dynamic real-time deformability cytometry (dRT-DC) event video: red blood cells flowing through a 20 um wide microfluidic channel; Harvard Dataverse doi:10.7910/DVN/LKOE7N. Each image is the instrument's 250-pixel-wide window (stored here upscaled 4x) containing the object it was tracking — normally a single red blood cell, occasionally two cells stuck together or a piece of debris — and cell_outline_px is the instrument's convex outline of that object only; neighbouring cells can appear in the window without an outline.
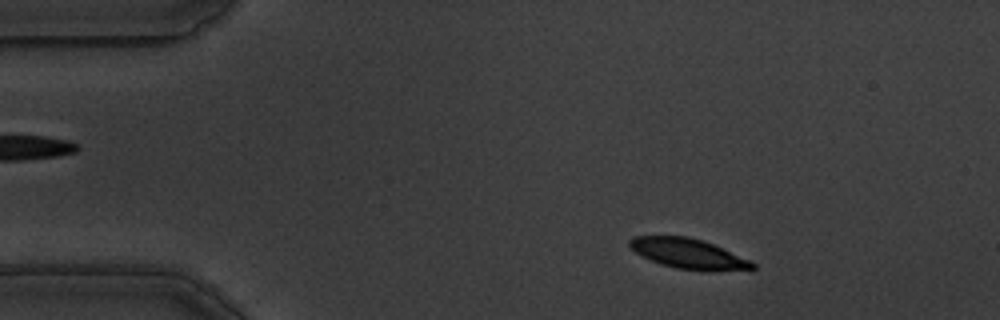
{"species": "common noctule bat (a hibernating species)", "species_latin": "Nyctalus noctula", "temperature_condition": "warm", "stored_images_in_passage": 55, "camera_frame_rate_fps": 3000, "um_per_image_px": 0.085, "animal": {"sex": "male", "body_mass_g": 19.5, "forearm_length_mm": 54.6}, "frame": {"image": 1, "passage_image": 6, "time_ms": 1.667, "image_size_px": [1000, 320], "cell_outline_px": [[756, 268], [676, 268], [660, 264], [636, 252], [628, 244], [628, 240], [632, 236], [688, 236], [704, 240], [752, 260], [756, 264]], "centroid_in_image_um": [58.44, 21.49], "position_along_channel_um": 26.6, "area_um2": 20.58}}
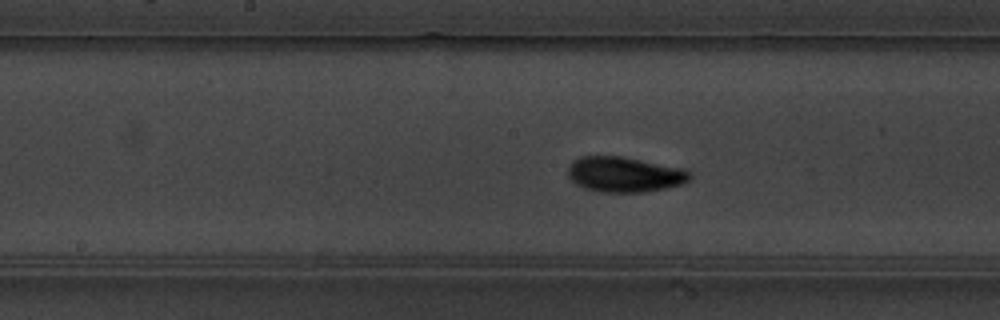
{"frame": {"image": 2, "passage_image": 26, "time_ms": 8.333, "image_size_px": [1000, 320], "cell_outline_px": [[692, 176], [684, 184], [644, 192], [604, 192], [584, 188], [576, 184], [568, 176], [568, 164], [572, 160], [580, 156], [620, 156], [680, 168], [692, 172]], "centroid_in_image_um": [53.05, 14.82], "position_along_channel_um": 195.2, "area_um2": 24.97}}
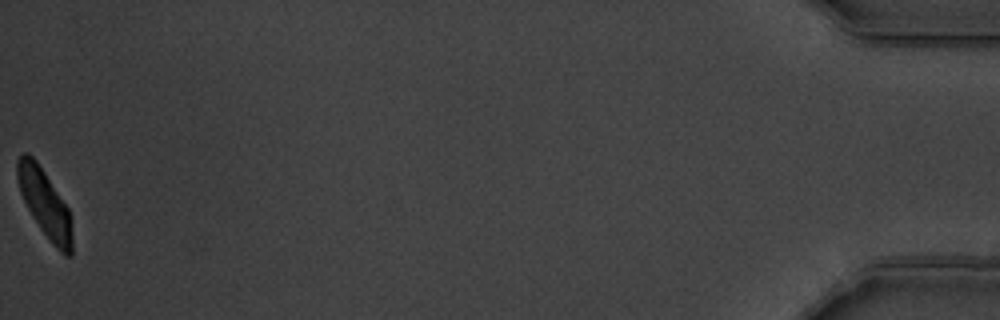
{"frame": {"image": 3, "passage_image": 55, "time_ms": 18.0, "image_size_px": [1000, 320], "cell_outline_px": [[72, 256], [64, 256], [52, 244], [40, 228], [28, 208], [20, 192], [16, 176], [16, 160], [24, 152], [28, 152], [36, 160], [68, 208], [72, 236]], "centroid_in_image_um": [3.79, 17.29], "position_along_channel_um": 431.4, "area_um2": 21.33}, "authors_computed_cell_mechanics": {"area_um2": 22.5998, "velocity_mm_per_s": 3.4674, "shape_relaxation_time_tau1_ms": 2.1722, "shape_relaxation_time_tau2_ms": 1.6281, "deformation_change_tau1": 0.1206, "deformation_change_tau2": 0.0546}}